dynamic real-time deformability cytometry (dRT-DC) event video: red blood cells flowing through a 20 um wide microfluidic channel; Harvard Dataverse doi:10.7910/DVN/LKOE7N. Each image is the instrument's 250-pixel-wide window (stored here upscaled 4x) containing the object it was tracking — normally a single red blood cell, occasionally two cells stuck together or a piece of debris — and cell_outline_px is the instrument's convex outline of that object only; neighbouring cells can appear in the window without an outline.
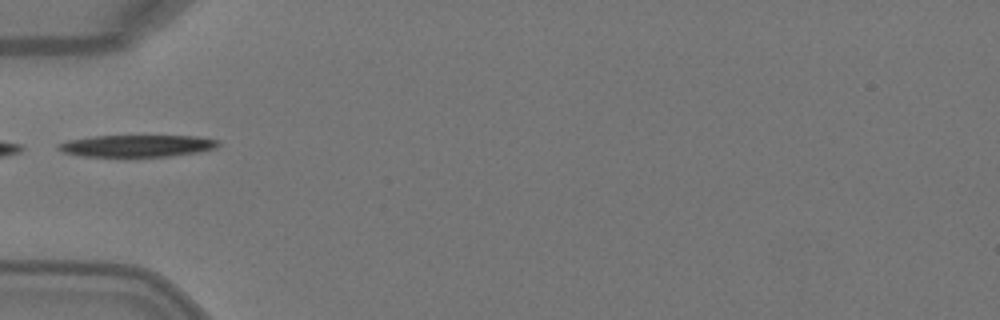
{"species": "Egyptian fruit bat (a non-hibernating species)", "species_latin": "Rousettus aegyptiacus", "temperature_condition": "warm", "stored_images_in_passage": 1, "camera_frame_rate_fps": 3000, "um_per_image_px": 0.085, "animal": {"sex": "female"}, "frame": {"image": 1, "passage_image": 1, "time_ms": 0.0, "image_size_px": [1000, 320], "cell_outline_px": [[220, 144], [216, 148], [200, 152], [168, 156], [80, 156], [64, 152], [56, 148], [56, 144], [68, 140], [96, 136], [196, 136], [220, 140]], "centroid_in_image_um": [11.67, 12.39], "position_along_channel_um": 73.3, "area_um2": 20.4}}